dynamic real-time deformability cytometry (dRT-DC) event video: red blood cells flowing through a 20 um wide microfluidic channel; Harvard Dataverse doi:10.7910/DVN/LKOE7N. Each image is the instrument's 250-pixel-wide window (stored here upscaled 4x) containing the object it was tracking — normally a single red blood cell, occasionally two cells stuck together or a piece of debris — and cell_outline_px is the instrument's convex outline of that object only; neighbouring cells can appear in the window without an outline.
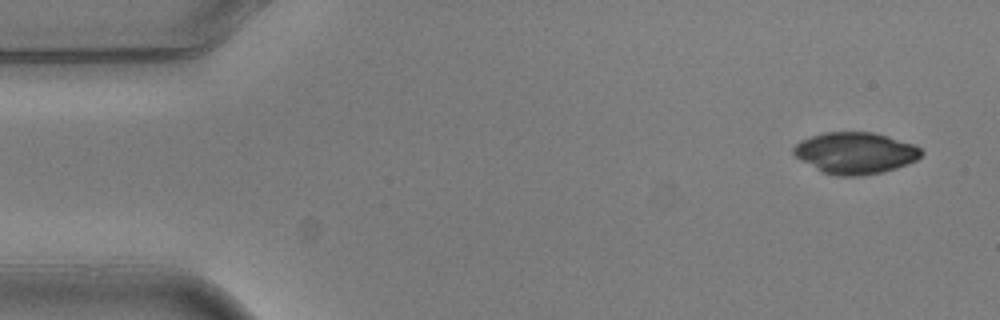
{"species": "common noctule bat (a hibernating species)", "species_latin": "Nyctalus noctula", "temperature_condition": "warm", "stored_images_in_passage": 4, "camera_frame_rate_fps": 3000, "um_per_image_px": 0.085, "animal": {"sex": "male", "body_mass_g": 20.5, "forearm_length_mm": 52.5}, "frame": {"image": 1, "passage_image": 1, "time_ms": 0.0, "image_size_px": [1000, 320], "cell_outline_px": [[924, 152], [916, 160], [908, 164], [896, 168], [880, 172], [860, 176], [836, 176], [820, 172], [800, 160], [792, 152], [792, 148], [800, 140], [824, 132], [872, 132], [888, 136], [916, 144]], "centroid_in_image_um": [72.69, 13.0], "position_along_channel_um": 12.3, "area_um2": 31.15}}